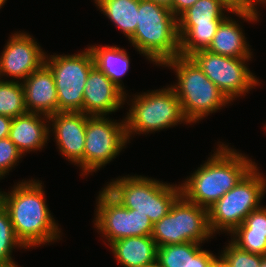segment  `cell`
<instances>
[{
	"label": "cell",
	"instance_id": "cell-12",
	"mask_svg": "<svg viewBox=\"0 0 266 267\" xmlns=\"http://www.w3.org/2000/svg\"><path fill=\"white\" fill-rule=\"evenodd\" d=\"M45 53L28 33H14L0 56V77L7 75L14 78L12 81L18 79V82H23L45 63Z\"/></svg>",
	"mask_w": 266,
	"mask_h": 267
},
{
	"label": "cell",
	"instance_id": "cell-38",
	"mask_svg": "<svg viewBox=\"0 0 266 267\" xmlns=\"http://www.w3.org/2000/svg\"><path fill=\"white\" fill-rule=\"evenodd\" d=\"M260 267H266V256L262 257V261H261Z\"/></svg>",
	"mask_w": 266,
	"mask_h": 267
},
{
	"label": "cell",
	"instance_id": "cell-10",
	"mask_svg": "<svg viewBox=\"0 0 266 267\" xmlns=\"http://www.w3.org/2000/svg\"><path fill=\"white\" fill-rule=\"evenodd\" d=\"M189 57L230 102L259 85V80L245 64L251 58L222 56L208 50L194 52Z\"/></svg>",
	"mask_w": 266,
	"mask_h": 267
},
{
	"label": "cell",
	"instance_id": "cell-14",
	"mask_svg": "<svg viewBox=\"0 0 266 267\" xmlns=\"http://www.w3.org/2000/svg\"><path fill=\"white\" fill-rule=\"evenodd\" d=\"M103 72L95 66L90 70L83 92V113L89 116H106L116 112L127 99Z\"/></svg>",
	"mask_w": 266,
	"mask_h": 267
},
{
	"label": "cell",
	"instance_id": "cell-22",
	"mask_svg": "<svg viewBox=\"0 0 266 267\" xmlns=\"http://www.w3.org/2000/svg\"><path fill=\"white\" fill-rule=\"evenodd\" d=\"M94 66L103 72L120 90L124 91L121 78L127 73L130 66L128 53L124 48L117 46H89Z\"/></svg>",
	"mask_w": 266,
	"mask_h": 267
},
{
	"label": "cell",
	"instance_id": "cell-34",
	"mask_svg": "<svg viewBox=\"0 0 266 267\" xmlns=\"http://www.w3.org/2000/svg\"><path fill=\"white\" fill-rule=\"evenodd\" d=\"M12 118L0 115V139L7 138L10 131Z\"/></svg>",
	"mask_w": 266,
	"mask_h": 267
},
{
	"label": "cell",
	"instance_id": "cell-15",
	"mask_svg": "<svg viewBox=\"0 0 266 267\" xmlns=\"http://www.w3.org/2000/svg\"><path fill=\"white\" fill-rule=\"evenodd\" d=\"M25 105L29 113L51 116L58 112V97L54 76L44 63L23 82Z\"/></svg>",
	"mask_w": 266,
	"mask_h": 267
},
{
	"label": "cell",
	"instance_id": "cell-27",
	"mask_svg": "<svg viewBox=\"0 0 266 267\" xmlns=\"http://www.w3.org/2000/svg\"><path fill=\"white\" fill-rule=\"evenodd\" d=\"M27 249L16 237L8 211L0 203V264L12 262V250Z\"/></svg>",
	"mask_w": 266,
	"mask_h": 267
},
{
	"label": "cell",
	"instance_id": "cell-29",
	"mask_svg": "<svg viewBox=\"0 0 266 267\" xmlns=\"http://www.w3.org/2000/svg\"><path fill=\"white\" fill-rule=\"evenodd\" d=\"M22 157L23 154L8 137L0 139V179L9 173Z\"/></svg>",
	"mask_w": 266,
	"mask_h": 267
},
{
	"label": "cell",
	"instance_id": "cell-6",
	"mask_svg": "<svg viewBox=\"0 0 266 267\" xmlns=\"http://www.w3.org/2000/svg\"><path fill=\"white\" fill-rule=\"evenodd\" d=\"M257 167L256 164L208 208L209 226L213 234L223 230L230 235L253 210L261 207V200L266 193V178H263Z\"/></svg>",
	"mask_w": 266,
	"mask_h": 267
},
{
	"label": "cell",
	"instance_id": "cell-9",
	"mask_svg": "<svg viewBox=\"0 0 266 267\" xmlns=\"http://www.w3.org/2000/svg\"><path fill=\"white\" fill-rule=\"evenodd\" d=\"M45 64L54 76L58 112H83L86 79L94 67L89 48L73 55H46Z\"/></svg>",
	"mask_w": 266,
	"mask_h": 267
},
{
	"label": "cell",
	"instance_id": "cell-23",
	"mask_svg": "<svg viewBox=\"0 0 266 267\" xmlns=\"http://www.w3.org/2000/svg\"><path fill=\"white\" fill-rule=\"evenodd\" d=\"M100 11L129 39L138 23L139 0H94Z\"/></svg>",
	"mask_w": 266,
	"mask_h": 267
},
{
	"label": "cell",
	"instance_id": "cell-33",
	"mask_svg": "<svg viewBox=\"0 0 266 267\" xmlns=\"http://www.w3.org/2000/svg\"><path fill=\"white\" fill-rule=\"evenodd\" d=\"M228 2L235 8V9H253L257 10L256 6L259 4H265V0H228ZM257 4V5H256Z\"/></svg>",
	"mask_w": 266,
	"mask_h": 267
},
{
	"label": "cell",
	"instance_id": "cell-25",
	"mask_svg": "<svg viewBox=\"0 0 266 267\" xmlns=\"http://www.w3.org/2000/svg\"><path fill=\"white\" fill-rule=\"evenodd\" d=\"M28 113L22 82L0 79V115L15 118Z\"/></svg>",
	"mask_w": 266,
	"mask_h": 267
},
{
	"label": "cell",
	"instance_id": "cell-32",
	"mask_svg": "<svg viewBox=\"0 0 266 267\" xmlns=\"http://www.w3.org/2000/svg\"><path fill=\"white\" fill-rule=\"evenodd\" d=\"M196 1L198 0H173L170 10L178 18L184 11L194 5Z\"/></svg>",
	"mask_w": 266,
	"mask_h": 267
},
{
	"label": "cell",
	"instance_id": "cell-19",
	"mask_svg": "<svg viewBox=\"0 0 266 267\" xmlns=\"http://www.w3.org/2000/svg\"><path fill=\"white\" fill-rule=\"evenodd\" d=\"M113 255L124 267H147L157 261V244L152 236H133L109 245Z\"/></svg>",
	"mask_w": 266,
	"mask_h": 267
},
{
	"label": "cell",
	"instance_id": "cell-26",
	"mask_svg": "<svg viewBox=\"0 0 266 267\" xmlns=\"http://www.w3.org/2000/svg\"><path fill=\"white\" fill-rule=\"evenodd\" d=\"M200 248V243L195 242L163 245L157 248V262L162 267H188L189 256Z\"/></svg>",
	"mask_w": 266,
	"mask_h": 267
},
{
	"label": "cell",
	"instance_id": "cell-1",
	"mask_svg": "<svg viewBox=\"0 0 266 267\" xmlns=\"http://www.w3.org/2000/svg\"><path fill=\"white\" fill-rule=\"evenodd\" d=\"M42 183H17L11 192L0 191V203L8 211L16 237L26 247H38L60 239V228L50 213Z\"/></svg>",
	"mask_w": 266,
	"mask_h": 267
},
{
	"label": "cell",
	"instance_id": "cell-20",
	"mask_svg": "<svg viewBox=\"0 0 266 267\" xmlns=\"http://www.w3.org/2000/svg\"><path fill=\"white\" fill-rule=\"evenodd\" d=\"M232 236L231 241L240 249L266 256V206L253 210Z\"/></svg>",
	"mask_w": 266,
	"mask_h": 267
},
{
	"label": "cell",
	"instance_id": "cell-31",
	"mask_svg": "<svg viewBox=\"0 0 266 267\" xmlns=\"http://www.w3.org/2000/svg\"><path fill=\"white\" fill-rule=\"evenodd\" d=\"M215 255L200 248L193 256H189L188 267H213Z\"/></svg>",
	"mask_w": 266,
	"mask_h": 267
},
{
	"label": "cell",
	"instance_id": "cell-24",
	"mask_svg": "<svg viewBox=\"0 0 266 267\" xmlns=\"http://www.w3.org/2000/svg\"><path fill=\"white\" fill-rule=\"evenodd\" d=\"M222 21L204 25H178L179 55L189 57L194 52L207 50Z\"/></svg>",
	"mask_w": 266,
	"mask_h": 267
},
{
	"label": "cell",
	"instance_id": "cell-13",
	"mask_svg": "<svg viewBox=\"0 0 266 267\" xmlns=\"http://www.w3.org/2000/svg\"><path fill=\"white\" fill-rule=\"evenodd\" d=\"M83 112H57L49 116L52 130L55 133L57 148L68 161L82 168L84 175V145L87 117Z\"/></svg>",
	"mask_w": 266,
	"mask_h": 267
},
{
	"label": "cell",
	"instance_id": "cell-17",
	"mask_svg": "<svg viewBox=\"0 0 266 267\" xmlns=\"http://www.w3.org/2000/svg\"><path fill=\"white\" fill-rule=\"evenodd\" d=\"M47 122L49 117L38 113L28 112L12 118L8 138L23 155L29 151L42 150L50 137L51 126Z\"/></svg>",
	"mask_w": 266,
	"mask_h": 267
},
{
	"label": "cell",
	"instance_id": "cell-2",
	"mask_svg": "<svg viewBox=\"0 0 266 267\" xmlns=\"http://www.w3.org/2000/svg\"><path fill=\"white\" fill-rule=\"evenodd\" d=\"M255 165L247 156L222 143L204 164L180 184L181 194L188 201L208 209Z\"/></svg>",
	"mask_w": 266,
	"mask_h": 267
},
{
	"label": "cell",
	"instance_id": "cell-21",
	"mask_svg": "<svg viewBox=\"0 0 266 267\" xmlns=\"http://www.w3.org/2000/svg\"><path fill=\"white\" fill-rule=\"evenodd\" d=\"M240 24L226 17L219 25L208 51L234 58H252V51ZM251 51V52H250Z\"/></svg>",
	"mask_w": 266,
	"mask_h": 267
},
{
	"label": "cell",
	"instance_id": "cell-11",
	"mask_svg": "<svg viewBox=\"0 0 266 267\" xmlns=\"http://www.w3.org/2000/svg\"><path fill=\"white\" fill-rule=\"evenodd\" d=\"M106 116H88L85 130L84 174L101 169L122 151L128 142L125 120L116 122Z\"/></svg>",
	"mask_w": 266,
	"mask_h": 267
},
{
	"label": "cell",
	"instance_id": "cell-35",
	"mask_svg": "<svg viewBox=\"0 0 266 267\" xmlns=\"http://www.w3.org/2000/svg\"><path fill=\"white\" fill-rule=\"evenodd\" d=\"M213 267H231L227 260L222 256L215 257Z\"/></svg>",
	"mask_w": 266,
	"mask_h": 267
},
{
	"label": "cell",
	"instance_id": "cell-40",
	"mask_svg": "<svg viewBox=\"0 0 266 267\" xmlns=\"http://www.w3.org/2000/svg\"><path fill=\"white\" fill-rule=\"evenodd\" d=\"M6 2H0V9L4 6L3 4H5Z\"/></svg>",
	"mask_w": 266,
	"mask_h": 267
},
{
	"label": "cell",
	"instance_id": "cell-8",
	"mask_svg": "<svg viewBox=\"0 0 266 267\" xmlns=\"http://www.w3.org/2000/svg\"><path fill=\"white\" fill-rule=\"evenodd\" d=\"M211 236L208 209L188 201L182 194L169 213L153 225L152 233L157 247L185 242L202 244Z\"/></svg>",
	"mask_w": 266,
	"mask_h": 267
},
{
	"label": "cell",
	"instance_id": "cell-3",
	"mask_svg": "<svg viewBox=\"0 0 266 267\" xmlns=\"http://www.w3.org/2000/svg\"><path fill=\"white\" fill-rule=\"evenodd\" d=\"M128 40L149 61L162 66L179 55L177 18L164 5L139 0L137 28Z\"/></svg>",
	"mask_w": 266,
	"mask_h": 267
},
{
	"label": "cell",
	"instance_id": "cell-39",
	"mask_svg": "<svg viewBox=\"0 0 266 267\" xmlns=\"http://www.w3.org/2000/svg\"><path fill=\"white\" fill-rule=\"evenodd\" d=\"M147 267H162V266L156 261V262L150 264V265L147 266Z\"/></svg>",
	"mask_w": 266,
	"mask_h": 267
},
{
	"label": "cell",
	"instance_id": "cell-4",
	"mask_svg": "<svg viewBox=\"0 0 266 267\" xmlns=\"http://www.w3.org/2000/svg\"><path fill=\"white\" fill-rule=\"evenodd\" d=\"M162 65L174 69L178 82L171 85L180 100L186 120L196 123L230 101L190 58L176 56Z\"/></svg>",
	"mask_w": 266,
	"mask_h": 267
},
{
	"label": "cell",
	"instance_id": "cell-7",
	"mask_svg": "<svg viewBox=\"0 0 266 267\" xmlns=\"http://www.w3.org/2000/svg\"><path fill=\"white\" fill-rule=\"evenodd\" d=\"M133 97L127 117L123 118L128 142L133 133L146 135L177 124L189 123L183 115L180 100L171 86Z\"/></svg>",
	"mask_w": 266,
	"mask_h": 267
},
{
	"label": "cell",
	"instance_id": "cell-37",
	"mask_svg": "<svg viewBox=\"0 0 266 267\" xmlns=\"http://www.w3.org/2000/svg\"><path fill=\"white\" fill-rule=\"evenodd\" d=\"M16 262L12 261L9 263H4V264H0V267H18L17 264H15Z\"/></svg>",
	"mask_w": 266,
	"mask_h": 267
},
{
	"label": "cell",
	"instance_id": "cell-36",
	"mask_svg": "<svg viewBox=\"0 0 266 267\" xmlns=\"http://www.w3.org/2000/svg\"><path fill=\"white\" fill-rule=\"evenodd\" d=\"M149 1H153L155 3L164 5L168 8H170L172 6V2H173V0H149Z\"/></svg>",
	"mask_w": 266,
	"mask_h": 267
},
{
	"label": "cell",
	"instance_id": "cell-28",
	"mask_svg": "<svg viewBox=\"0 0 266 267\" xmlns=\"http://www.w3.org/2000/svg\"><path fill=\"white\" fill-rule=\"evenodd\" d=\"M223 249L221 255L227 260L231 267H260L263 257L261 255L242 250L232 241Z\"/></svg>",
	"mask_w": 266,
	"mask_h": 267
},
{
	"label": "cell",
	"instance_id": "cell-5",
	"mask_svg": "<svg viewBox=\"0 0 266 267\" xmlns=\"http://www.w3.org/2000/svg\"><path fill=\"white\" fill-rule=\"evenodd\" d=\"M104 189L123 207L147 215L153 225L167 215L181 195L180 184L170 185L144 176H123Z\"/></svg>",
	"mask_w": 266,
	"mask_h": 267
},
{
	"label": "cell",
	"instance_id": "cell-30",
	"mask_svg": "<svg viewBox=\"0 0 266 267\" xmlns=\"http://www.w3.org/2000/svg\"><path fill=\"white\" fill-rule=\"evenodd\" d=\"M131 237L152 236L153 223L145 214L137 213V210L130 209Z\"/></svg>",
	"mask_w": 266,
	"mask_h": 267
},
{
	"label": "cell",
	"instance_id": "cell-16",
	"mask_svg": "<svg viewBox=\"0 0 266 267\" xmlns=\"http://www.w3.org/2000/svg\"><path fill=\"white\" fill-rule=\"evenodd\" d=\"M94 227L107 239L108 245L131 237L130 209L123 207L104 188L97 198Z\"/></svg>",
	"mask_w": 266,
	"mask_h": 267
},
{
	"label": "cell",
	"instance_id": "cell-18",
	"mask_svg": "<svg viewBox=\"0 0 266 267\" xmlns=\"http://www.w3.org/2000/svg\"><path fill=\"white\" fill-rule=\"evenodd\" d=\"M225 10L243 18L244 21L255 22L259 17L257 10L235 9L228 0H198L177 18V23L204 25L211 24V21H223L227 17Z\"/></svg>",
	"mask_w": 266,
	"mask_h": 267
}]
</instances>
